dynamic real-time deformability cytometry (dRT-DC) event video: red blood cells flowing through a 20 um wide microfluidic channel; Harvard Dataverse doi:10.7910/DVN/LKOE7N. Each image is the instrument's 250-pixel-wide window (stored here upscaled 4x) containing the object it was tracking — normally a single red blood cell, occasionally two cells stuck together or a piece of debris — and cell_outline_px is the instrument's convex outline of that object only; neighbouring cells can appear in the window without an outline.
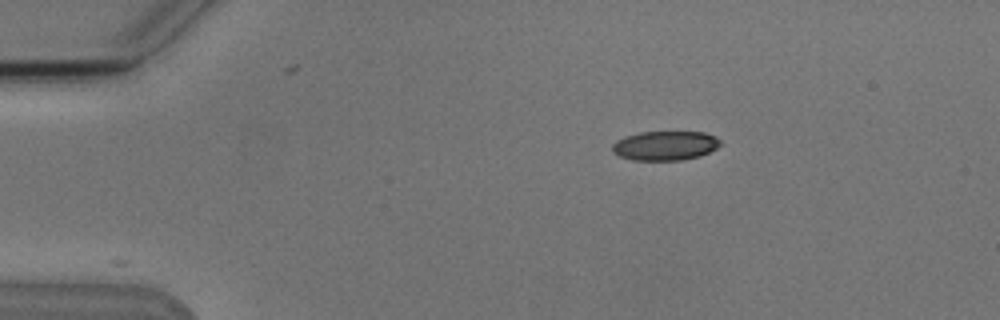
{"species": "Egyptian fruit bat (a non-hibernating species)", "species_latin": "Rousettus aegyptiacus", "temperature_condition": "cold", "stored_images_in_passage": 3, "segment_of_instrument_passage": [1, 2], "camera_frame_rate_fps": 3000, "um_per_image_px": 0.085, "animal": {"sex": "male"}, "frame": {"image": 1, "passage_image": 1, "time_ms": 0.0, "image_size_px": [1000, 320], "cell_outline_px": [[720, 144], [716, 148], [700, 156], [680, 160], [632, 160], [620, 156], [612, 152], [612, 144], [616, 140], [624, 136], [640, 132], [704, 132], [720, 140]], "centroid_in_image_um": [56.48, 12.38], "position_along_channel_um": 28.5, "area_um2": 18.38}}